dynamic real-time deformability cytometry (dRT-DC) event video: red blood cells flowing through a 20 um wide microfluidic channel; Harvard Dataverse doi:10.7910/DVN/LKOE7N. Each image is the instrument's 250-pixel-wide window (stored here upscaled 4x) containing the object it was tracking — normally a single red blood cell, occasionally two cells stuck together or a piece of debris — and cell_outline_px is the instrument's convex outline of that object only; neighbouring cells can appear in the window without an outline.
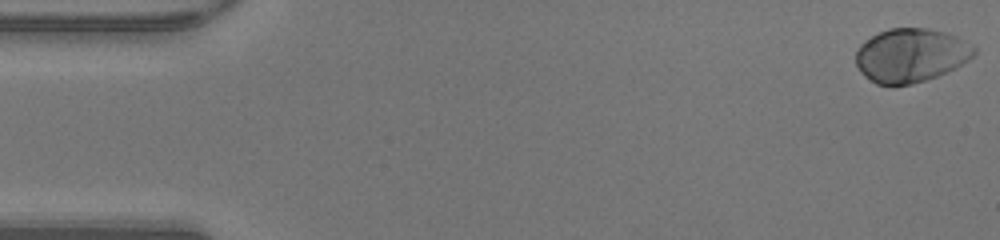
{"species": "human", "species_latin": "Homo sapiens", "temperature_condition": "warm", "stored_images_in_passage": 49, "camera_frame_rate_fps": 3000, "um_per_image_px": 0.085, "donor": {"sex": "male"}, "frame": {"image": 1, "passage_image": 1, "time_ms": 0.0, "image_size_px": [1000, 240], "cell_outline_px": [[976, 52], [968, 60], [956, 68], [936, 76], [912, 84], [876, 84], [864, 76], [860, 72], [856, 64], [856, 52], [860, 44], [872, 36], [888, 28], [928, 28], [944, 32], [956, 36], [976, 48]], "centroid_in_image_um": [77.4, 4.7], "position_along_channel_um": 7.6, "area_um2": 36.82}}
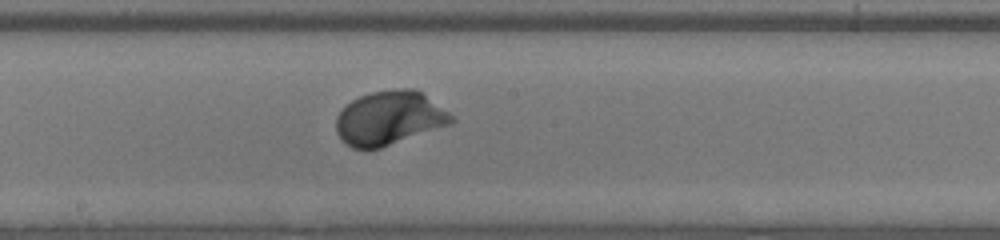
{"frame": {"image": 2, "passage_image": 26, "time_ms": 8.333, "image_size_px": [1000, 240], "cell_outline_px": [[456, 120], [452, 124], [380, 148], [352, 148], [344, 144], [340, 140], [336, 132], [336, 116], [352, 100], [360, 96], [372, 92], [396, 88], [412, 88], [420, 92], [448, 112]], "centroid_in_image_um": [33.07, 10.05], "position_along_channel_um": 215.1, "area_um2": 36.07}}
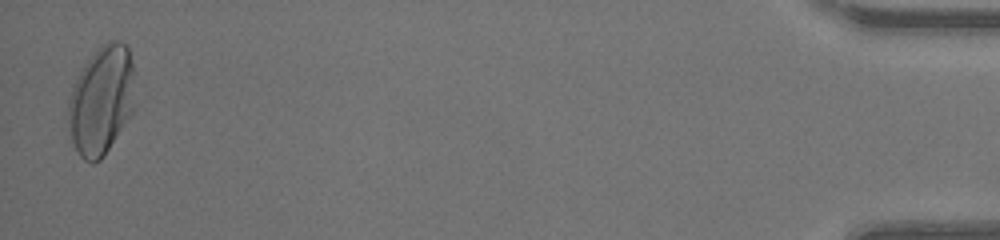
{"frame": {"image": 3, "passage_image": 48, "time_ms": 15.667, "image_size_px": [1000, 240], "cell_outline_px": [[132, 116], [104, 156], [100, 160], [92, 164], [84, 160], [80, 156], [72, 140], [68, 120], [68, 100], [72, 84], [88, 60], [100, 44], [108, 40], [120, 40], [128, 44], [132, 64]], "centroid_in_image_um": [8.6, 8.53], "position_along_channel_um": 426.6, "area_um2": 42.31}, "authors_computed_cell_mechanics": {"area_um2": 35.547, "velocity_mm_per_s": 4.2416, "shape_relaxation_time_tau1_ms": 1.5257, "shape_relaxation_time_tau2_ms": null, "deformation_change_tau1": 0.1504, "deformation_change_tau2": null}}